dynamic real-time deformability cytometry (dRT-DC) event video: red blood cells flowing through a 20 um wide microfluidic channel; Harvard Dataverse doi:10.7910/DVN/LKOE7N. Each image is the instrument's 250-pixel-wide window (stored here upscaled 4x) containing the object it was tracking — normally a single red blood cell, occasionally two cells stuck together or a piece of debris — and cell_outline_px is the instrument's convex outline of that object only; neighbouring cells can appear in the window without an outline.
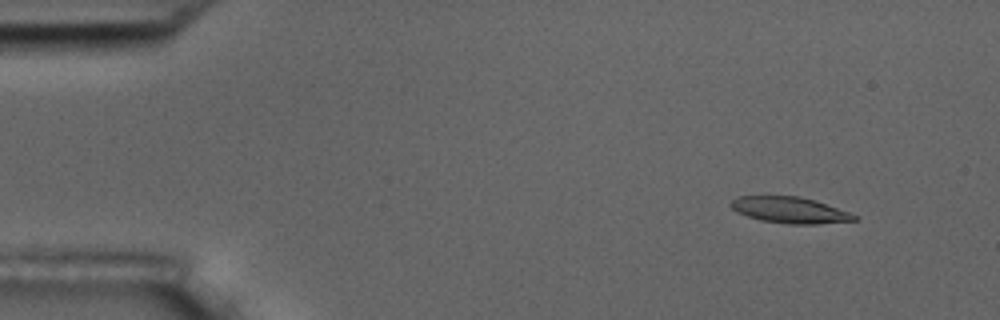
{"species": "common noctule bat (a hibernating species)", "species_latin": "Nyctalus noctula", "temperature_condition": "room temperature", "stored_images_in_passage": 4, "camera_frame_rate_fps": 3000, "um_per_image_px": 0.085, "animal": {"sex": "male", "body_mass_g": 17.5, "forearm_length_mm": 52.3}, "frame": {"image": 1, "passage_image": 1, "time_ms": 0.0, "image_size_px": [1000, 320], "cell_outline_px": [[860, 216], [856, 220], [816, 224], [788, 224], [760, 220], [736, 212], [728, 204], [736, 196], [800, 196]], "centroid_in_image_um": [67.08, 17.86], "position_along_channel_um": 17.9, "area_um2": 18.67}}
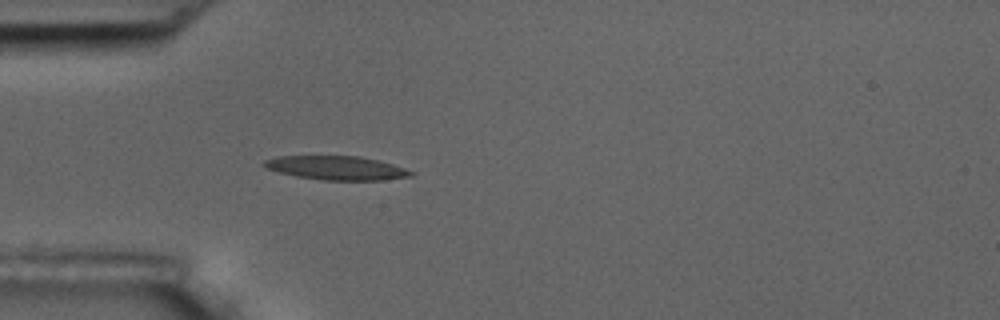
{"frame": {"image": 2, "passage_image": 4, "time_ms": 3.667, "image_size_px": [1000, 320], "cell_outline_px": [[416, 172], [412, 176], [384, 180], [324, 180], [296, 176], [264, 168], [260, 164], [264, 160], [276, 156], [356, 156], [380, 160]], "centroid_in_image_um": [28.58, 14.27], "position_along_channel_um": 56.4, "area_um2": 20.52}}